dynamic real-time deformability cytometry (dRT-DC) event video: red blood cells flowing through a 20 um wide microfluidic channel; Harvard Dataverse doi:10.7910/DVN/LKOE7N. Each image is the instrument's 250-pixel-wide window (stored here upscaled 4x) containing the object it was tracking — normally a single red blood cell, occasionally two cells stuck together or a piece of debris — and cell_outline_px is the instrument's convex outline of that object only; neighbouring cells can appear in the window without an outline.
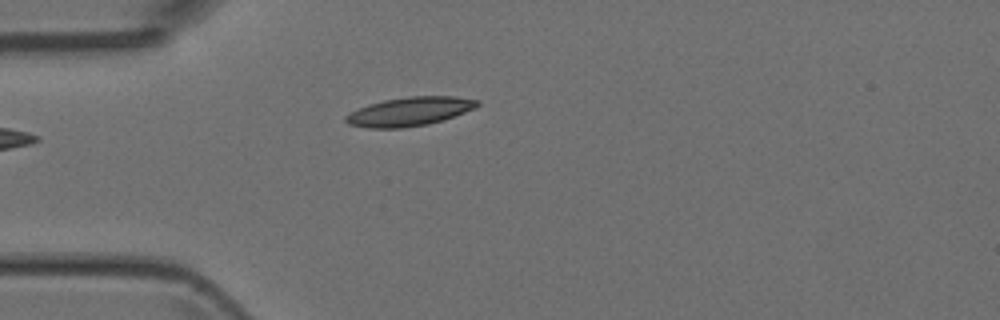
{"species": "Egyptian fruit bat (a non-hibernating species)", "species_latin": "Rousettus aegyptiacus", "temperature_condition": "room temperature", "stored_images_in_passage": 1, "camera_frame_rate_fps": 3000, "um_per_image_px": 0.085, "animal": {"sex": "female"}, "frame": {"image": 1, "passage_image": 1, "time_ms": 0.0, "image_size_px": [1000, 320], "cell_outline_px": [[480, 104], [476, 108], [444, 120], [428, 124], [400, 128], [368, 128], [348, 124], [344, 120], [344, 116], [368, 104], [384, 100], [408, 96], [452, 96], [480, 100]], "centroid_in_image_um": [34.84, 9.48], "position_along_channel_um": 50.2, "area_um2": 22.14}}